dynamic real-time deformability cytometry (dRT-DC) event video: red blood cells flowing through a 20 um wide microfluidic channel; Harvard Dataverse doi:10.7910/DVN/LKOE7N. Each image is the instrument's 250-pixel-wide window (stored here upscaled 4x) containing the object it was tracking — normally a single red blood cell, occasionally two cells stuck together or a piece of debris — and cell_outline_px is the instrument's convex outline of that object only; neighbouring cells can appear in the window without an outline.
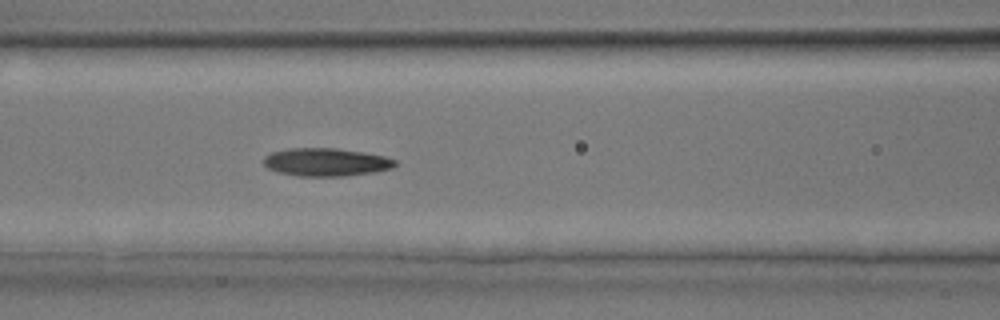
{"species": "common noctule bat (a hibernating species)", "species_latin": "Nyctalus noctula", "temperature_condition": "room temperature", "stored_images_in_passage": 38, "camera_frame_rate_fps": 3000, "um_per_image_px": 0.085, "animal": {"sex": "male", "body_mass_g": 17.9, "forearm_length_mm": 54.2}, "frame": {"image": 1, "passage_image": 16, "time_ms": 5.0, "image_size_px": [1000, 320], "cell_outline_px": [[396, 164], [392, 168], [376, 172], [344, 176], [296, 176], [276, 172], [268, 168], [264, 164], [264, 156], [272, 152], [288, 148], [336, 148], [364, 152], [384, 156], [396, 160]], "centroid_in_image_um": [27.7, 13.78], "position_along_channel_um": 138.9, "area_um2": 21.62}}
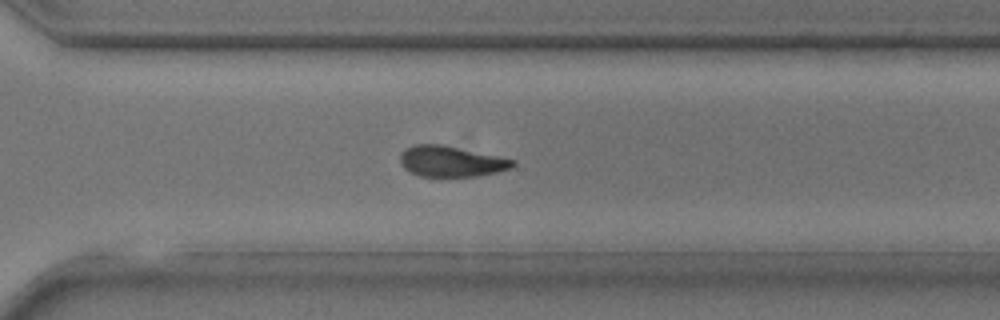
{"frame": {"image": 2, "passage_image": 27, "time_ms": 8.667, "image_size_px": [1000, 320], "cell_outline_px": [[516, 164], [512, 168], [496, 172], [476, 176], [420, 176], [404, 168], [400, 164], [400, 156], [404, 148], [416, 144], [444, 144], [516, 160]], "centroid_in_image_um": [38.35, 13.7], "position_along_channel_um": 332.3, "area_um2": 20.23}}
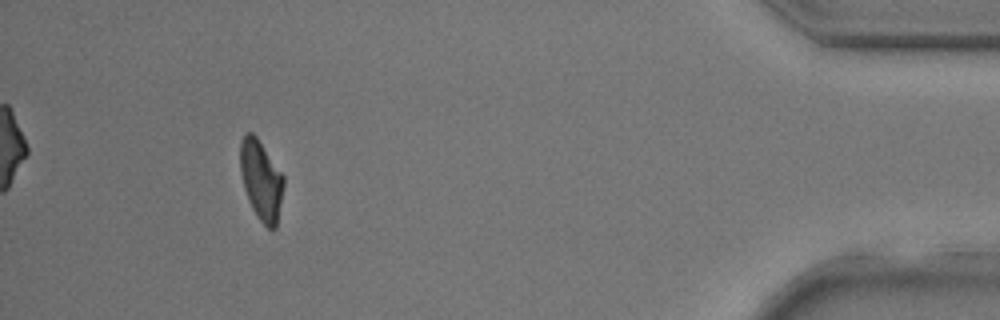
{"frame": {"image": 3, "passage_image": 35, "time_ms": 11.333, "image_size_px": [1000, 320], "cell_outline_px": [[284, 184], [276, 228], [268, 228], [256, 216], [248, 200], [244, 188], [240, 172], [240, 140], [244, 132], [252, 132], [256, 136], [284, 176]], "centroid_in_image_um": [22.18, 15.29], "position_along_channel_um": 413.0, "area_um2": 20.17}}